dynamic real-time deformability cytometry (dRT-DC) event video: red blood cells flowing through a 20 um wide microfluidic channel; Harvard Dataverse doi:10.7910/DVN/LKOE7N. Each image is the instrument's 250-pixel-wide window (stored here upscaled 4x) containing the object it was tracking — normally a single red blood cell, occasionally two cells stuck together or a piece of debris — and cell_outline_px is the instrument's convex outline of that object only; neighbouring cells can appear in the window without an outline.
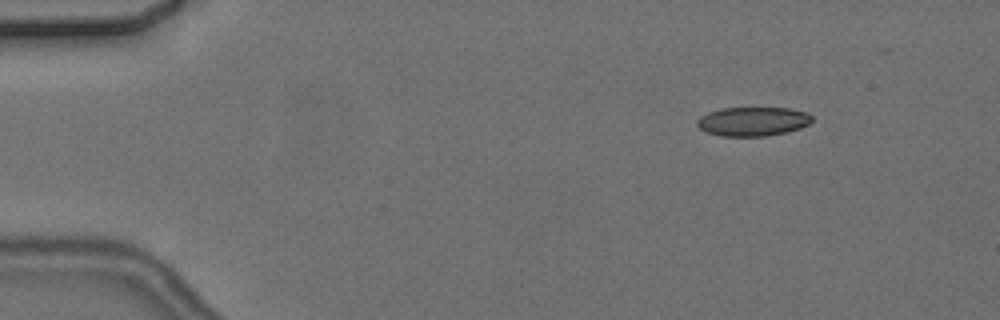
{"species": "common noctule bat (a hibernating species)", "species_latin": "Nyctalus noctula", "temperature_condition": "cold", "stored_images_in_passage": 5, "camera_frame_rate_fps": 3000, "um_per_image_px": 0.085, "animal": {"sex": "female", "body_mass_g": 24.6, "forearm_length_mm": 56.2}, "frame": {"image": 1, "passage_image": 1, "time_ms": 0.0, "image_size_px": [1000, 320], "cell_outline_px": [[812, 120], [808, 124], [800, 128], [768, 136], [720, 136], [708, 132], [700, 128], [696, 124], [696, 120], [700, 116], [708, 112], [720, 108], [788, 108], [808, 112], [812, 116]], "centroid_in_image_um": [63.98, 10.31], "position_along_channel_um": 21.0, "area_um2": 19.48}}
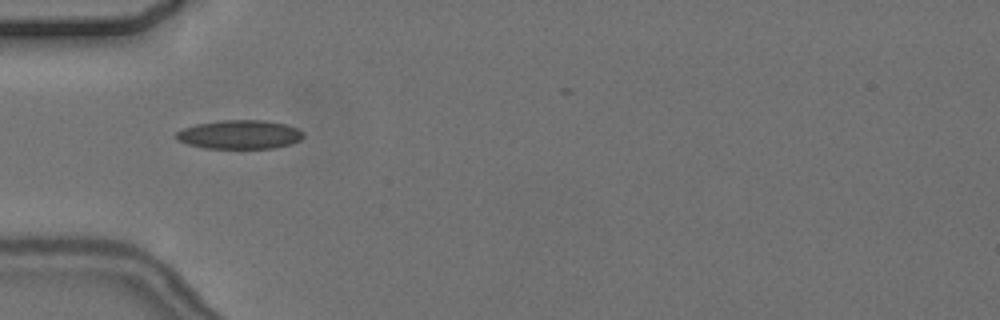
{"frame": {"image": 2, "passage_image": 4, "time_ms": 3.667, "image_size_px": [1000, 320], "cell_outline_px": [[304, 136], [300, 140], [292, 144], [276, 148], [204, 148], [188, 144], [176, 140], [172, 136], [176, 132], [184, 128], [196, 124], [220, 120], [268, 120], [284, 124], [296, 128], [304, 132]], "centroid_in_image_um": [20.36, 11.43], "position_along_channel_um": 64.6, "area_um2": 21.62}}
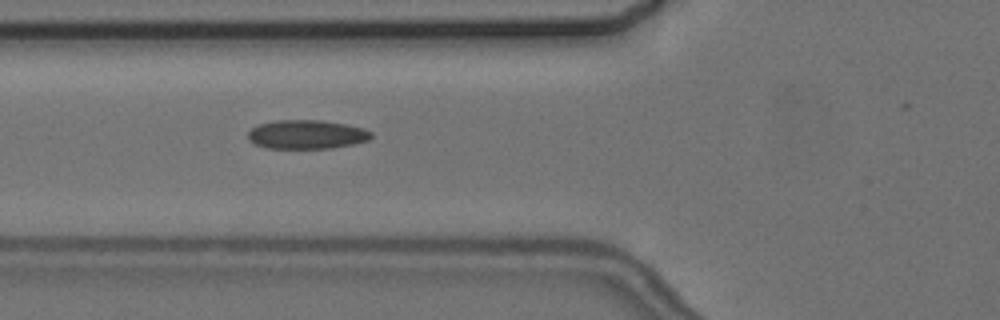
{"frame": {"image": 3, "passage_image": 5, "time_ms": 4.667, "image_size_px": [1000, 320], "cell_outline_px": [[372, 136], [368, 140], [352, 144], [332, 148], [268, 148], [256, 144], [248, 140], [248, 132], [252, 128], [260, 124], [276, 120], [320, 120], [344, 124], [364, 128], [372, 132]], "centroid_in_image_um": [26.07, 11.43], "position_along_channel_um": 99.7, "area_um2": 20.63}}